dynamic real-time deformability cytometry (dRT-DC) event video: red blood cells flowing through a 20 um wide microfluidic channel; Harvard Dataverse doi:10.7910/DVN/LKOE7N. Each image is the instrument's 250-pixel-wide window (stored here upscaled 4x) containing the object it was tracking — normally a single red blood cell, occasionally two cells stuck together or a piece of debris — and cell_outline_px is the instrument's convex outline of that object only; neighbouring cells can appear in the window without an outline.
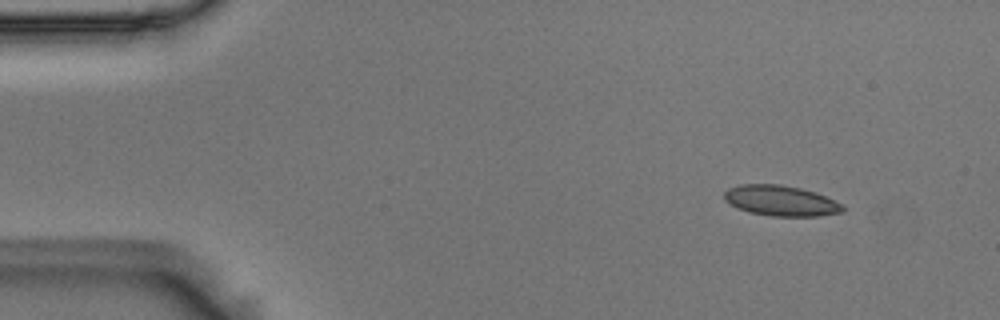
{"species": "Egyptian fruit bat (a non-hibernating species)", "species_latin": "Rousettus aegyptiacus", "temperature_condition": "room temperature", "stored_images_in_passage": 3, "camera_frame_rate_fps": 3000, "um_per_image_px": 0.085, "animal": {"sex": "male"}, "frame": {"image": 1, "passage_image": 1, "time_ms": 0.0, "image_size_px": [1000, 320], "cell_outline_px": [[844, 208], [840, 212], [816, 216], [772, 216], [748, 212], [736, 208], [724, 200], [724, 192], [728, 188], [740, 184], [780, 184], [800, 188], [816, 192], [840, 204]], "centroid_in_image_um": [66.29, 17.05], "position_along_channel_um": 18.7, "area_um2": 20.92}}